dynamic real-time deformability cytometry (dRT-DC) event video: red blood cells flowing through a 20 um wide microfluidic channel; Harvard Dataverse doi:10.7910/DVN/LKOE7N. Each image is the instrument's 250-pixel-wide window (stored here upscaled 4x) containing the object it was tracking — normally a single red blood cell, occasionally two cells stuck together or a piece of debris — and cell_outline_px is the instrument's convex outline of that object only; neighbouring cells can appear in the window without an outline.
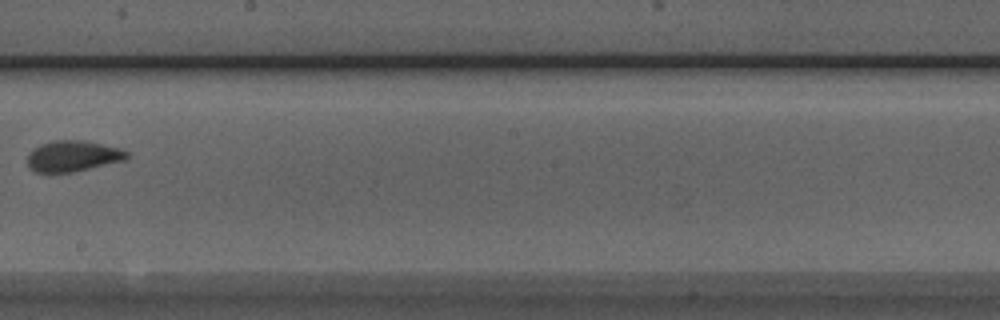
{"species": "Egyptian fruit bat (a non-hibernating species)", "species_latin": "Rousettus aegyptiacus", "temperature_condition": "room temperature", "stored_images_in_passage": 9, "camera_frame_rate_fps": 3000, "um_per_image_px": 0.085, "animal": {"sex": "male"}, "frame": {"image": 1, "passage_image": 9, "time_ms": 9.0, "image_size_px": [1000, 320], "cell_outline_px": [[128, 160], [72, 172], [36, 172], [28, 168], [28, 156], [40, 144], [52, 140], [84, 140], [120, 148], [128, 152]], "centroid_in_image_um": [6.23, 13.26], "position_along_channel_um": 242.0, "area_um2": 17.92}}